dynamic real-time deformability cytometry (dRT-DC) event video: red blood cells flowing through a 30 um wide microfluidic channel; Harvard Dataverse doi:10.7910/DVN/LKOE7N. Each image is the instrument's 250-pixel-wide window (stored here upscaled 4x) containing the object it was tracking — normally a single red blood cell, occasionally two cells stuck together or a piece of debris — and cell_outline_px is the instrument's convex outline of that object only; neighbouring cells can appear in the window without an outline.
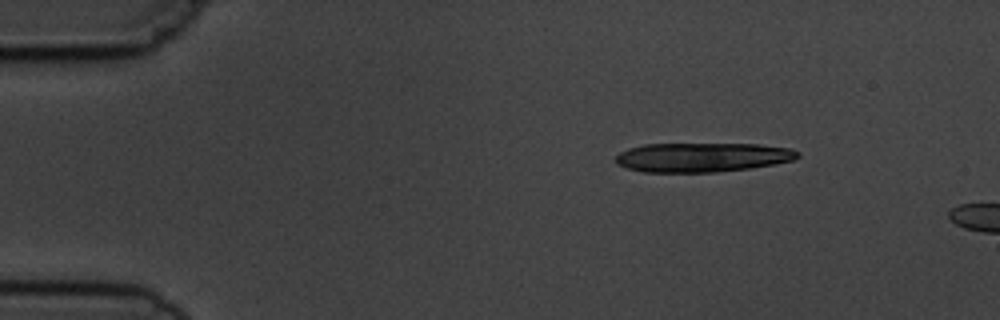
{"species": "common noctule bat (a hibernating species)", "species_latin": "Nyctalus noctula", "temperature_condition": "cold", "stored_images_in_passage": 2, "camera_frame_rate_fps": 3000, "um_per_image_px": 0.085, "animal": {"sex": "male", "body_mass_g": 19.5, "forearm_length_mm": 54.6}, "frame": {"image": 1, "passage_image": 1, "time_ms": 0.0, "image_size_px": [1000, 320], "cell_outline_px": [[800, 156], [792, 160], [776, 164], [748, 168], [716, 172], [644, 172], [628, 168], [616, 164], [616, 156], [620, 152], [628, 148], [644, 144], [756, 144], [792, 148], [800, 152]], "centroid_in_image_um": [59.7, 13.36], "position_along_channel_um": 25.3, "area_um2": 31.1}}